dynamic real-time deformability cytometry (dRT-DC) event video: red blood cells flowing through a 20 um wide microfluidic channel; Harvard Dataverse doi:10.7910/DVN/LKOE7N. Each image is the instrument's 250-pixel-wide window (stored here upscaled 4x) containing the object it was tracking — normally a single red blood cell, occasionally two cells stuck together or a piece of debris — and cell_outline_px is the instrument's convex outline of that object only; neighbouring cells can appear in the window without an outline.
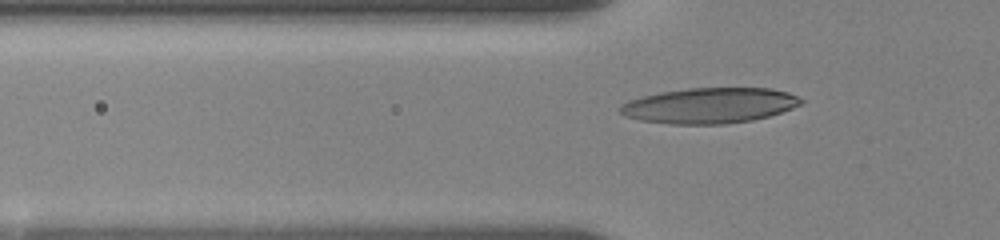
{"species": "human", "species_latin": "Homo sapiens", "temperature_condition": "room temperature", "stored_images_in_passage": 42, "camera_frame_rate_fps": 3000, "um_per_image_px": 0.085, "donor": {"sex": "female"}, "frame": {"image": 1, "passage_image": 5, "time_ms": 1.333, "image_size_px": [1000, 240], "cell_outline_px": [[804, 100], [800, 104], [792, 108], [768, 116], [752, 120], [724, 124], [672, 124], [640, 120], [624, 116], [616, 108], [620, 104], [628, 100], [660, 92], [688, 88], [772, 88], [788, 92]], "centroid_in_image_um": [60.27, 8.97], "position_along_channel_um": 65.5, "area_um2": 37.45}}
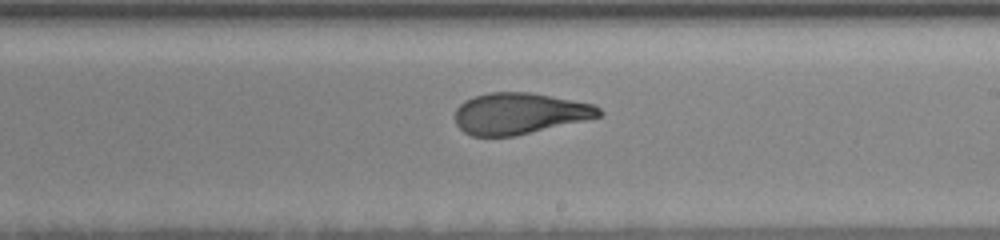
{"frame": {"image": 2, "passage_image": 20, "time_ms": 6.333, "image_size_px": [1000, 240], "cell_outline_px": [[604, 112], [600, 116], [584, 120], [516, 136], [472, 136], [464, 132], [456, 124], [456, 108], [464, 100], [488, 92], [532, 92], [592, 104], [600, 108]], "centroid_in_image_um": [44.14, 9.64], "position_along_channel_um": 244.9, "area_um2": 34.51}}
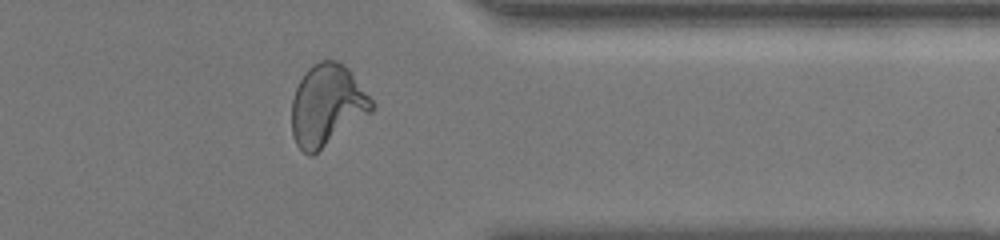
{"frame": {"image": 3, "passage_image": 32, "time_ms": 10.333, "image_size_px": [1000, 240], "cell_outline_px": [[376, 108], [372, 112], [312, 156], [308, 156], [296, 144], [292, 136], [292, 100], [296, 88], [304, 72], [312, 64], [320, 60], [336, 60], [344, 64], [348, 68], [376, 104]], "centroid_in_image_um": [27.81, 8.94], "position_along_channel_um": 383.6, "area_um2": 38.15}}